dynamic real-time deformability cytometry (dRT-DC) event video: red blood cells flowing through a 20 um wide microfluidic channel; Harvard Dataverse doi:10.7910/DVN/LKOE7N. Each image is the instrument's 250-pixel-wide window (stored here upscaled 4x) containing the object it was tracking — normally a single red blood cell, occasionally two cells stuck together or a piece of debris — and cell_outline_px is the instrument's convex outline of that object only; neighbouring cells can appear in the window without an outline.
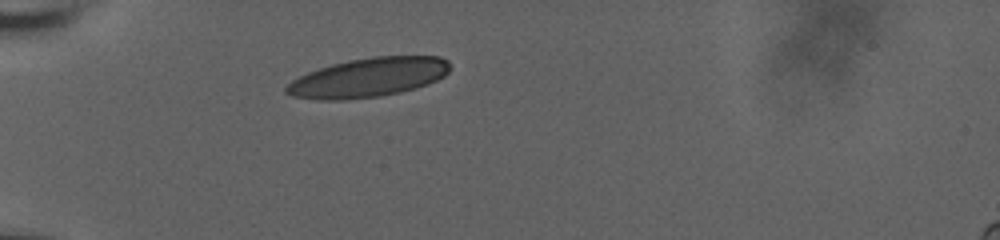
{"species": "human", "species_latin": "Homo sapiens", "temperature_condition": "room temperature", "stored_images_in_passage": 32, "camera_frame_rate_fps": 3000, "um_per_image_px": 0.085, "donor": {"sex": "male"}, "frame": {"image": 1, "passage_image": 1, "time_ms": 0.0, "image_size_px": [1000, 240], "cell_outline_px": [[448, 72], [444, 76], [428, 84], [400, 92], [380, 96], [340, 100], [316, 100], [292, 96], [284, 92], [284, 88], [292, 80], [308, 72], [332, 64], [348, 60], [372, 56], [440, 56], [448, 60]], "centroid_in_image_um": [31.28, 6.59], "position_along_channel_um": 53.7, "area_um2": 37.34}}
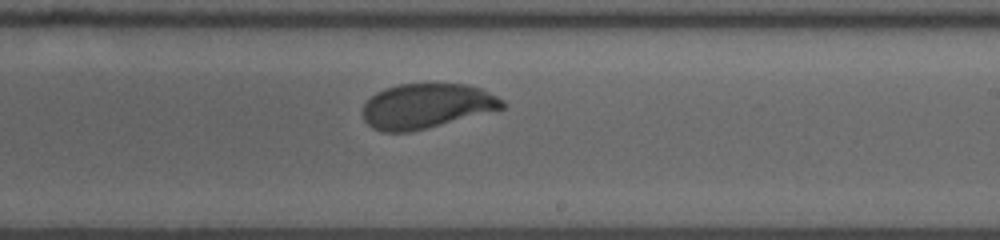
{"frame": {"image": 2, "passage_image": 19, "time_ms": 6.0, "image_size_px": [1000, 240], "cell_outline_px": [[508, 104], [504, 108], [408, 132], [384, 132], [372, 128], [364, 120], [364, 104], [376, 92], [384, 88], [400, 84], [468, 84], [480, 88], [504, 100]], "centroid_in_image_um": [36.25, 9.0], "position_along_channel_um": 252.8, "area_um2": 36.01}}
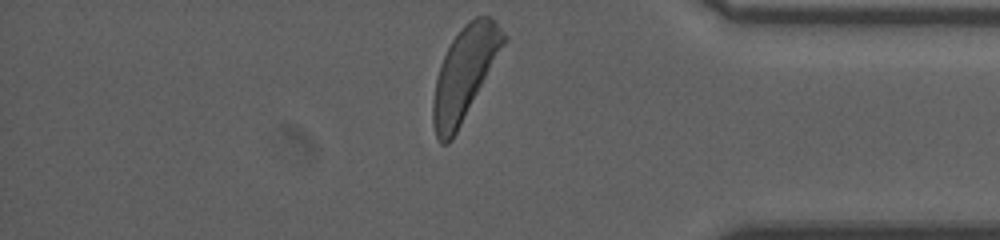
{"frame": {"image": 3, "passage_image": 32, "time_ms": 10.333, "image_size_px": [1000, 240], "cell_outline_px": [[508, 36], [504, 44], [452, 140], [448, 144], [440, 144], [436, 136], [432, 120], [432, 100], [436, 80], [440, 64], [452, 40], [460, 28], [468, 20], [476, 16], [488, 16], [496, 20]], "centroid_in_image_um": [39.47, 6.22], "position_along_channel_um": 395.7, "area_um2": 37.45}, "authors_computed_cell_mechanics": {"area_um2": 37.4833, "velocity_mm_per_s": 3.6977, "shape_relaxation_time_tau1_ms": 3.0806, "shape_relaxation_time_tau2_ms": null, "deformation_change_tau1": 0.1433, "deformation_change_tau2": null}}